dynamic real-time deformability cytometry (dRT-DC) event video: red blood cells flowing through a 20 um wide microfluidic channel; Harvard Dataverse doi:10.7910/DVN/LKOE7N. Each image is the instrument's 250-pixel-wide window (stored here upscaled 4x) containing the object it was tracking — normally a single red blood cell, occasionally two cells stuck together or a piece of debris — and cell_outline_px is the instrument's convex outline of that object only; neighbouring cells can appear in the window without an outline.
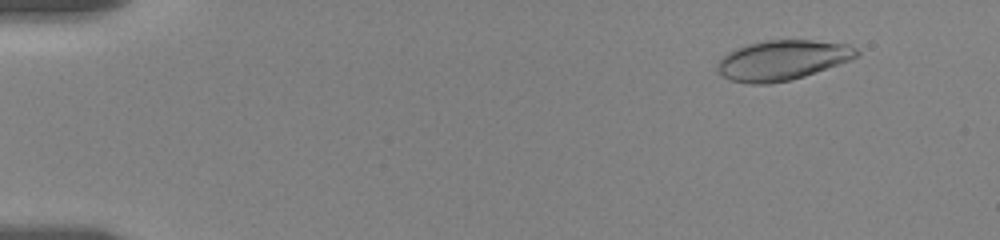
{"species": "human", "species_latin": "Homo sapiens", "temperature_condition": "room temperature", "stored_images_in_passage": 58, "camera_frame_rate_fps": 3000, "um_per_image_px": 0.085, "donor": {"sex": "female"}, "frame": {"image": 1, "passage_image": 6, "time_ms": 1.667, "image_size_px": [1000, 240], "cell_outline_px": [[860, 56], [804, 76], [788, 80], [768, 84], [748, 84], [732, 80], [724, 76], [716, 68], [720, 60], [728, 52], [748, 44], [764, 40], [812, 40], [848, 44], [856, 48], [860, 52]], "centroid_in_image_um": [66.52, 5.11], "position_along_channel_um": 18.5, "area_um2": 32.08}}
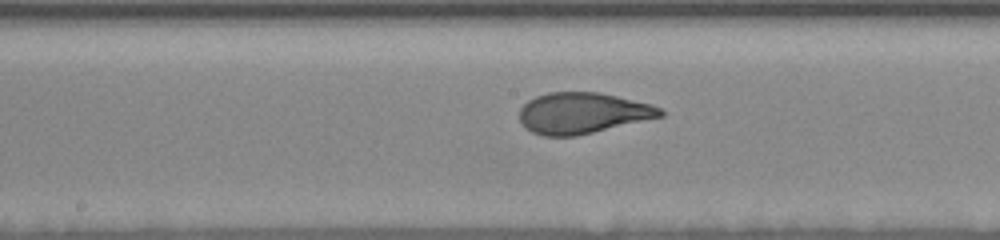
{"frame": {"image": 2, "passage_image": 31, "time_ms": 10.0, "image_size_px": [1000, 240], "cell_outline_px": [[664, 116], [576, 136], [544, 136], [532, 132], [520, 120], [520, 108], [528, 100], [536, 96], [548, 92], [600, 92], [652, 104], [660, 108], [664, 112]], "centroid_in_image_um": [49.53, 9.6], "position_along_channel_um": 198.7, "area_um2": 33.58}}
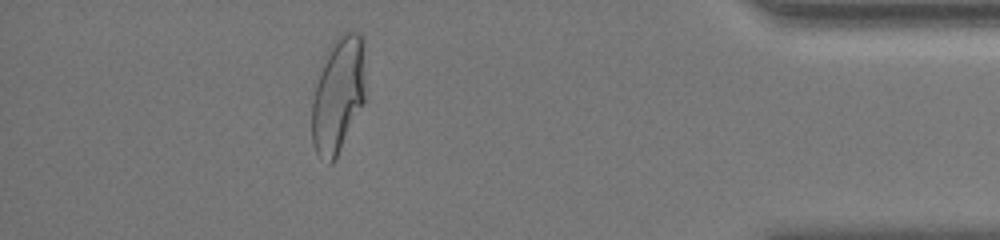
{"frame": {"image": 3, "passage_image": 52, "time_ms": 17.0, "image_size_px": [1000, 240], "cell_outline_px": [[364, 100], [332, 164], [328, 164], [320, 160], [312, 144], [312, 100], [316, 84], [324, 56], [328, 48], [336, 36], [340, 32], [360, 32], [364, 40]], "centroid_in_image_um": [28.72, 8.01], "position_along_channel_um": 406.5, "area_um2": 36.13}, "authors_computed_cell_mechanics": {"area_um2": 33.5818, "velocity_mm_per_s": 3.5216, "shape_relaxation_time_tau1_ms": 5.0172, "shape_relaxation_time_tau2_ms": null, "deformation_change_tau1": 0.1967, "deformation_change_tau2": null}}